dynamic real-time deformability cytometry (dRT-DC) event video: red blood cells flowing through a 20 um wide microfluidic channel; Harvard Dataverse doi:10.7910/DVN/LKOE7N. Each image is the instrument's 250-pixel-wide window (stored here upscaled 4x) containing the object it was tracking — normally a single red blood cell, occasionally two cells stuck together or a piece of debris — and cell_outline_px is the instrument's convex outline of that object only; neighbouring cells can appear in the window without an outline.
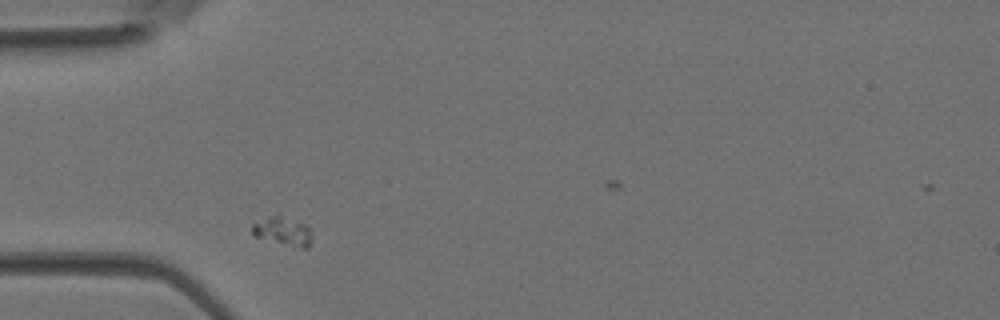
{"species": "Egyptian fruit bat (a non-hibernating species)", "species_latin": "Rousettus aegyptiacus", "temperature_condition": "room temperature", "stored_images_in_passage": 16, "camera_frame_rate_fps": 3000, "um_per_image_px": 0.085, "animal": {"sex": "female"}, "frame": {"image": 1, "passage_image": 3, "time_ms": 0.667, "image_size_px": [1000, 320], "cell_outline_px": [[312, 240], [308, 248], [304, 248], [252, 236], [252, 224], [280, 212], [308, 224], [312, 232]], "centroid_in_image_um": [24.11, 19.59], "position_along_channel_um": 60.9, "area_um2": 10.35}}